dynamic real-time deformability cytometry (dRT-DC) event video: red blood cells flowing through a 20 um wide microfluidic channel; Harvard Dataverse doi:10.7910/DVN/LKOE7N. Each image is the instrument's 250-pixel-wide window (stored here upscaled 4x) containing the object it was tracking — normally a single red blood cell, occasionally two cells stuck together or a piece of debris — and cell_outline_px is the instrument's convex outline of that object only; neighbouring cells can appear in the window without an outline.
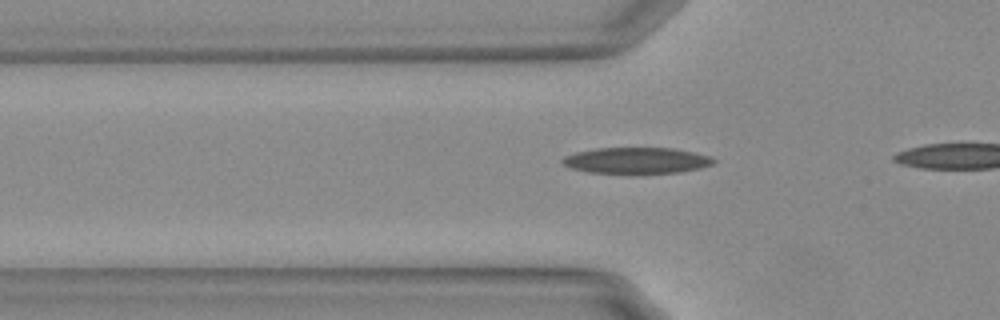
{"species": "Egyptian fruit bat (a non-hibernating species)", "species_latin": "Rousettus aegyptiacus", "temperature_condition": "warm", "stored_images_in_passage": 12, "camera_frame_rate_fps": 3000, "um_per_image_px": 0.085, "animal": {"sex": "female"}, "frame": {"image": 1, "passage_image": 6, "time_ms": 1.667, "image_size_px": [1000, 320], "cell_outline_px": [[716, 160], [712, 164], [700, 168], [680, 172], [588, 172], [572, 168], [564, 164], [560, 160], [564, 156], [576, 152], [596, 148], [676, 148], [708, 156]], "centroid_in_image_um": [54.09, 13.62], "position_along_channel_um": 71.7, "area_um2": 22.48}}